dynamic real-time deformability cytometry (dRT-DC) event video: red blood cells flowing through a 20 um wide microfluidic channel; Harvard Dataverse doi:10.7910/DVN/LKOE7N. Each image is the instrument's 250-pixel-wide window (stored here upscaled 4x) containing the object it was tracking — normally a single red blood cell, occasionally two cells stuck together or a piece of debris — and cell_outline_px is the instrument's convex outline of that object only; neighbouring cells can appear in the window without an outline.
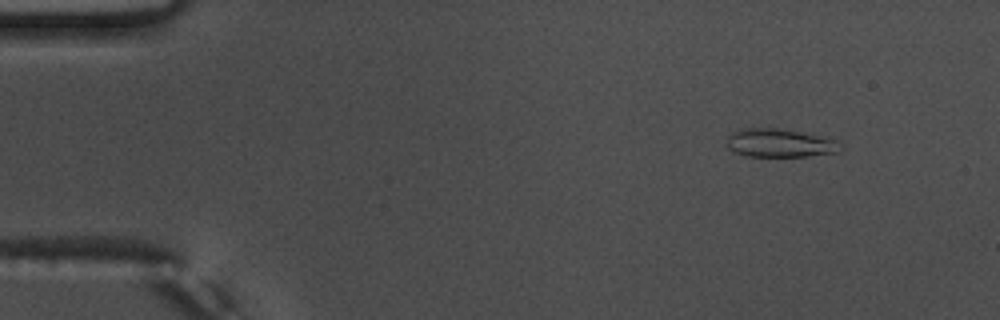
{"species": "common noctule bat (a hibernating species)", "species_latin": "Nyctalus noctula", "temperature_condition": "warm", "stored_images_in_passage": 53, "camera_frame_rate_fps": 3000, "um_per_image_px": 0.085, "animal": {"sex": "male", "body_mass_g": 17.5, "forearm_length_mm": 52.3}, "frame": {"image": 1, "passage_image": 5, "time_ms": 1.333, "image_size_px": [1000, 320], "cell_outline_px": [[840, 152], [808, 156], [748, 156], [736, 152], [728, 148], [728, 136], [732, 132], [744, 128], [776, 128], [800, 132], [840, 140]], "centroid_in_image_um": [66.32, 12.16], "position_along_channel_um": 18.7, "area_um2": 18.67}}
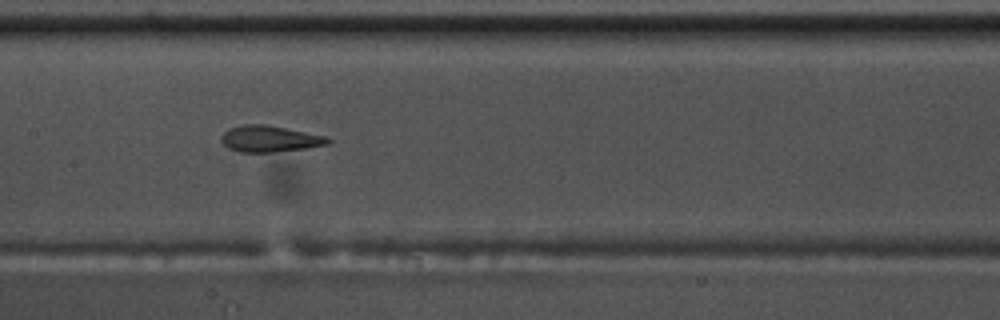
{"frame": {"image": 2, "passage_image": 26, "time_ms": 8.333, "image_size_px": [1000, 320], "cell_outline_px": [[332, 140], [328, 144], [304, 148], [272, 152], [240, 152], [228, 148], [220, 140], [220, 136], [228, 128], [244, 124], [264, 124], [328, 136]], "centroid_in_image_um": [22.9, 11.79], "position_along_channel_um": 184.5, "area_um2": 16.36}}
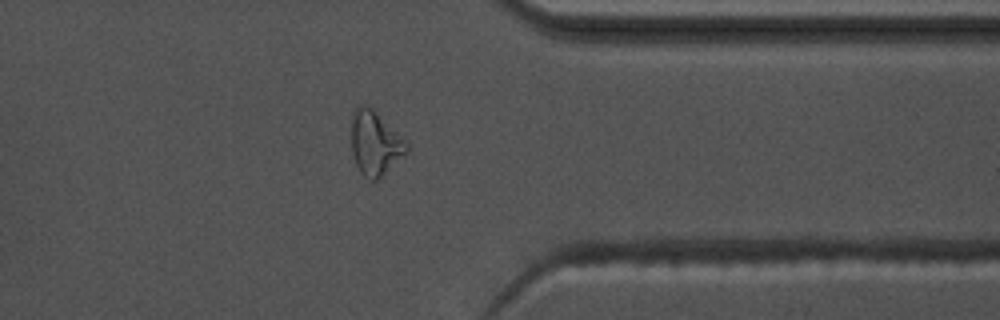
{"frame": {"image": 3, "passage_image": 42, "time_ms": 13.667, "image_size_px": [1000, 320], "cell_outline_px": [[408, 152], [376, 180], [372, 180], [364, 176], [360, 172], [356, 164], [352, 152], [352, 116], [356, 108], [360, 104], [364, 104], [372, 108], [408, 144]], "centroid_in_image_um": [31.86, 12.17], "position_along_channel_um": 379.5, "area_um2": 20.11}, "authors_computed_cell_mechanics": {"area_um2": 16.762, "velocity_mm_per_s": 3.791, "shape_relaxation_time_tau1_ms": 7.3318, "shape_relaxation_time_tau2_ms": 1.1006, "deformation_change_tau1": 0.2768, "deformation_change_tau2": 0.0986}}